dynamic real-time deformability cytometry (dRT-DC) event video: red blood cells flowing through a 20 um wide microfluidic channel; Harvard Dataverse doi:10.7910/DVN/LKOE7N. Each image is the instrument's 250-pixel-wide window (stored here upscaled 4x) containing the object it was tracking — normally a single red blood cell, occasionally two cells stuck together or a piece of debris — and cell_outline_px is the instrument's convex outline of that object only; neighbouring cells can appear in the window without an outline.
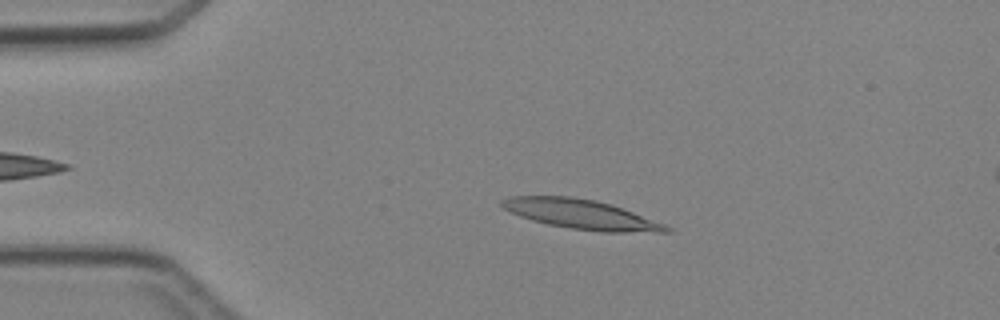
{"species": "Egyptian fruit bat (a non-hibernating species)", "species_latin": "Rousettus aegyptiacus", "temperature_condition": "cold", "stored_images_in_passage": 3, "camera_frame_rate_fps": 3000, "um_per_image_px": 0.085, "animal": {"sex": "female"}, "frame": {"image": 1, "passage_image": 2, "time_ms": 1.0, "image_size_px": [1000, 320], "cell_outline_px": [[672, 232], [604, 232], [572, 228], [548, 224], [532, 220], [520, 216], [504, 208], [500, 204], [500, 200], [508, 196], [568, 196], [596, 200], [612, 204], [664, 224], [672, 228]], "centroid_in_image_um": [49.39, 18.21], "position_along_channel_um": 35.6, "area_um2": 28.09}}